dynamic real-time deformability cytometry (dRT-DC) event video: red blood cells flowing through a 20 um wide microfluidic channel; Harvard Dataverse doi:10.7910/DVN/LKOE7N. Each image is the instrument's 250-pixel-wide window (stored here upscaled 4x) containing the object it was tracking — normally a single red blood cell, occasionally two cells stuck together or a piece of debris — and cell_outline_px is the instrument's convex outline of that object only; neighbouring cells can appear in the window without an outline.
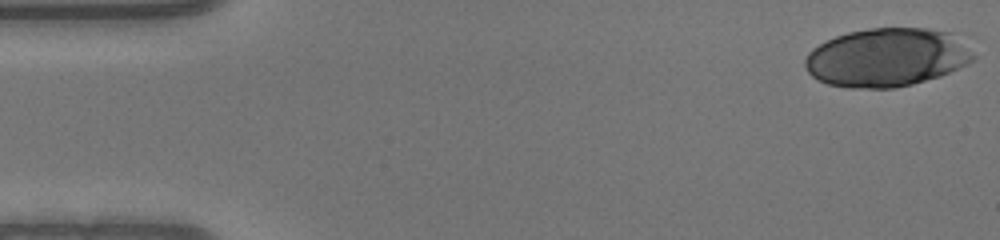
{"species": "human", "species_latin": "Homo sapiens", "temperature_condition": "warm", "stored_images_in_passage": 25, "camera_frame_rate_fps": 3000, "um_per_image_px": 0.085, "donor": {"sex": "male"}, "frame": {"image": 1, "passage_image": 1, "time_ms": 0.0, "image_size_px": [1000, 240], "cell_outline_px": [[976, 60], [968, 64], [940, 76], [912, 84], [892, 88], [848, 88], [828, 84], [812, 76], [808, 72], [804, 64], [804, 60], [808, 52], [812, 48], [836, 36], [848, 32], [868, 28], [928, 28], [952, 32], [976, 56]], "centroid_in_image_um": [75.39, 4.88], "position_along_channel_um": 9.6, "area_um2": 57.51}}
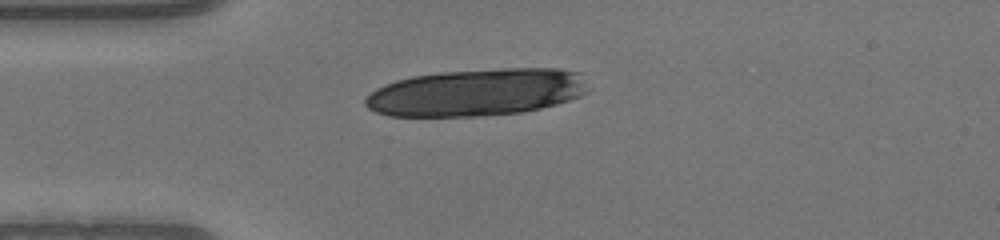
{"frame": {"image": 2, "passage_image": 12, "time_ms": 3.667, "image_size_px": [1000, 240], "cell_outline_px": [[588, 92], [580, 96], [556, 104], [540, 108], [520, 112], [480, 116], [388, 116], [376, 112], [368, 108], [364, 104], [364, 100], [376, 88], [384, 84], [396, 80], [412, 76], [440, 72], [504, 68], [560, 68], [580, 72]], "centroid_in_image_um": [40.5, 7.84], "position_along_channel_um": 44.5, "area_um2": 61.33}}